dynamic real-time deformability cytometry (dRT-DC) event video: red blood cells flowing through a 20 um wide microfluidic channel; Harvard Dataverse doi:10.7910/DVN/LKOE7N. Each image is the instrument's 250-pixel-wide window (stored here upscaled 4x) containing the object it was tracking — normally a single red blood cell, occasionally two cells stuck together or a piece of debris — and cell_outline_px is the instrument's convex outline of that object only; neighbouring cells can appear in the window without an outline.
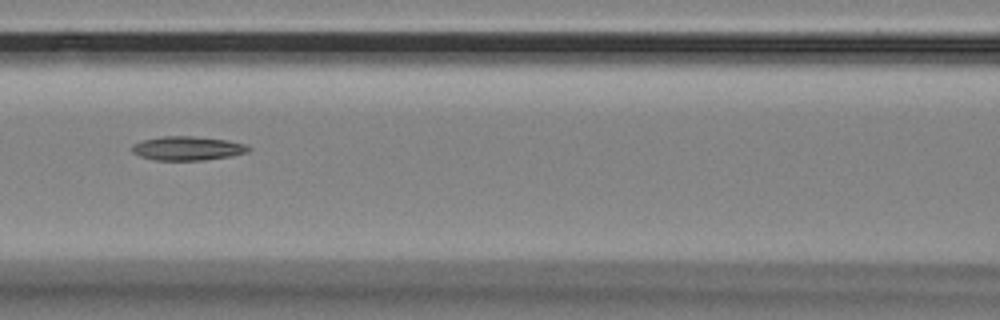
{"species": "Egyptian fruit bat (a non-hibernating species)", "species_latin": "Rousettus aegyptiacus", "temperature_condition": "room temperature", "stored_images_in_passage": 8, "camera_frame_rate_fps": 3000, "um_per_image_px": 0.085, "animal": {"sex": "female"}, "frame": {"image": 1, "passage_image": 7, "time_ms": 2.0, "image_size_px": [1000, 320], "cell_outline_px": [[252, 148], [248, 152], [232, 156], [204, 160], [156, 160], [140, 156], [132, 152], [132, 144], [144, 140], [164, 136], [192, 136], [228, 140], [248, 144]], "centroid_in_image_um": [16.0, 12.61], "position_along_channel_um": 150.6, "area_um2": 16.36}}
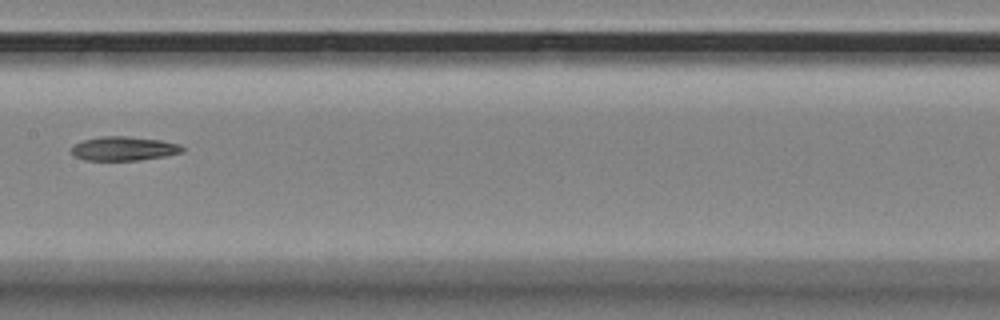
{"frame": {"image": 2, "passage_image": 8, "time_ms": 2.333, "image_size_px": [1000, 320], "cell_outline_px": [[184, 152], [164, 156], [140, 160], [84, 160], [76, 156], [72, 152], [72, 148], [76, 144], [84, 140], [100, 136], [124, 136], [160, 140], [180, 144], [184, 148]], "centroid_in_image_um": [10.56, 12.63], "position_along_channel_um": 196.8, "area_um2": 15.37}}